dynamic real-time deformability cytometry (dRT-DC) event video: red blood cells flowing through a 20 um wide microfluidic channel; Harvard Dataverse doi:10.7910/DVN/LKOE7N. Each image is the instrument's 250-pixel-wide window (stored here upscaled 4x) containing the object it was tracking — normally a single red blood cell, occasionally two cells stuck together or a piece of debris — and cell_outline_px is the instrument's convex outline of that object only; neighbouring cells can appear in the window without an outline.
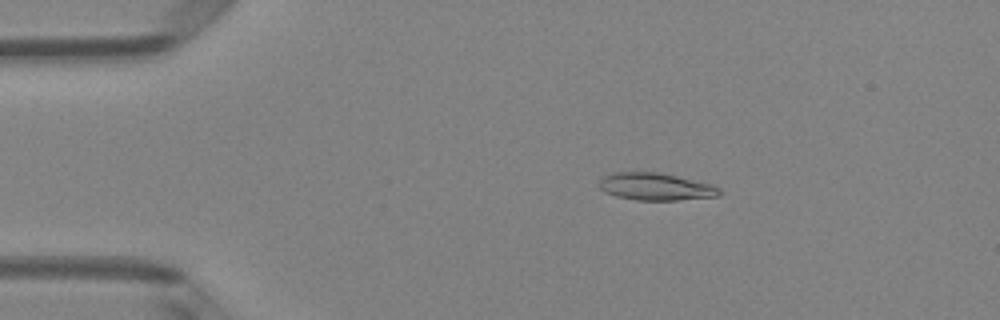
{"species": "Egyptian fruit bat (a non-hibernating species)", "species_latin": "Rousettus aegyptiacus", "temperature_condition": "room temperature", "stored_images_in_passage": 6, "camera_frame_rate_fps": 3000, "um_per_image_px": 0.085, "animal": {"sex": "female"}, "frame": {"image": 1, "passage_image": 3, "time_ms": 0.667, "image_size_px": [1000, 320], "cell_outline_px": [[720, 196], [676, 200], [636, 200], [616, 196], [604, 192], [596, 184], [604, 176], [612, 172], [660, 172], [712, 184], [720, 188]], "centroid_in_image_um": [55.71, 15.86], "position_along_channel_um": 29.3, "area_um2": 19.31}}
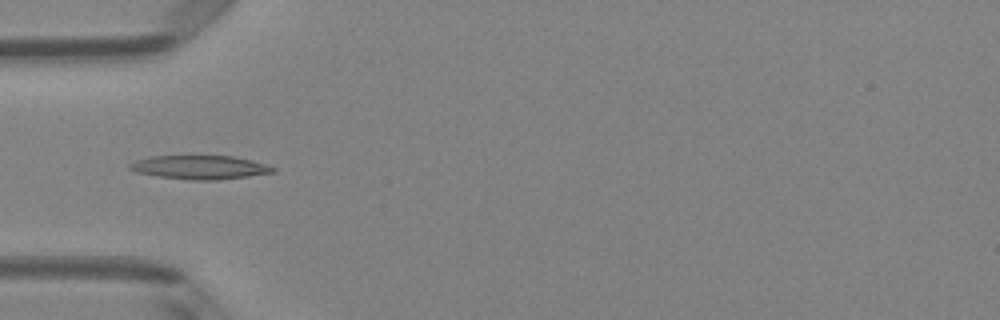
{"frame": {"image": 2, "passage_image": 5, "time_ms": 1.333, "image_size_px": [1000, 320], "cell_outline_px": [[276, 172], [248, 176], [216, 180], [192, 180], [160, 176], [136, 172], [128, 168], [128, 164], [136, 160], [148, 156], [232, 156], [252, 160], [276, 168]], "centroid_in_image_um": [16.98, 14.21], "position_along_channel_um": 68.0, "area_um2": 19.71}}
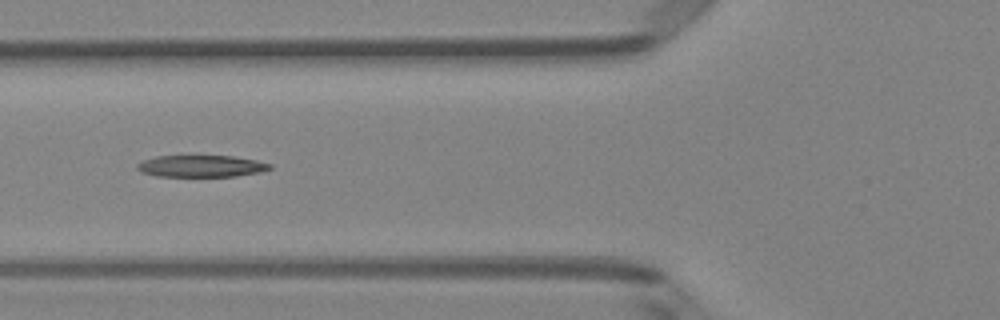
{"frame": {"image": 3, "passage_image": 6, "time_ms": 1.667, "image_size_px": [1000, 320], "cell_outline_px": [[272, 168], [260, 172], [236, 176], [156, 176], [140, 172], [136, 168], [136, 164], [144, 160], [156, 156], [232, 156], [256, 160], [272, 164]], "centroid_in_image_um": [17.09, 14.12], "position_along_channel_um": 108.7, "area_um2": 16.82}}